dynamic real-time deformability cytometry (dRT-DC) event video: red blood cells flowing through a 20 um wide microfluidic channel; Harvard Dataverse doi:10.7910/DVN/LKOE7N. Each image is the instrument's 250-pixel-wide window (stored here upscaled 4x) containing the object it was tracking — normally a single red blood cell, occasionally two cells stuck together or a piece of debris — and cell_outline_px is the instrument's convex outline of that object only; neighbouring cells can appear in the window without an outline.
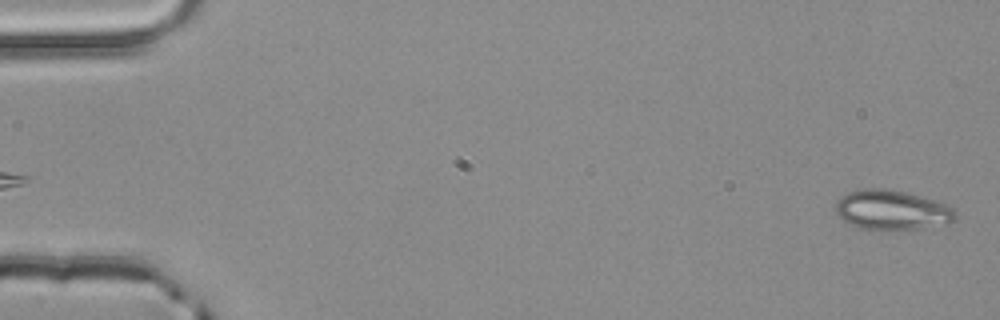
{"species": "common noctule bat (a hibernating species)", "species_latin": "Nyctalus noctula", "temperature_condition": "room temperature", "stored_images_in_passage": 4, "camera_frame_rate_fps": 3000, "um_per_image_px": 0.085, "animal": {"sex": "male", "body_mass_g": 20.4}, "frame": {"image": 1, "passage_image": 4, "time_ms": 1.0, "image_size_px": [1000, 320], "cell_outline_px": [[956, 220], [948, 224], [920, 228], [888, 232], [860, 228], [848, 224], [836, 212], [836, 200], [840, 196], [848, 192], [864, 188], [884, 188], [908, 192], [944, 204], [952, 208], [956, 212]], "centroid_in_image_um": [75.79, 17.88], "position_along_channel_um": 9.2, "area_um2": 28.26}}